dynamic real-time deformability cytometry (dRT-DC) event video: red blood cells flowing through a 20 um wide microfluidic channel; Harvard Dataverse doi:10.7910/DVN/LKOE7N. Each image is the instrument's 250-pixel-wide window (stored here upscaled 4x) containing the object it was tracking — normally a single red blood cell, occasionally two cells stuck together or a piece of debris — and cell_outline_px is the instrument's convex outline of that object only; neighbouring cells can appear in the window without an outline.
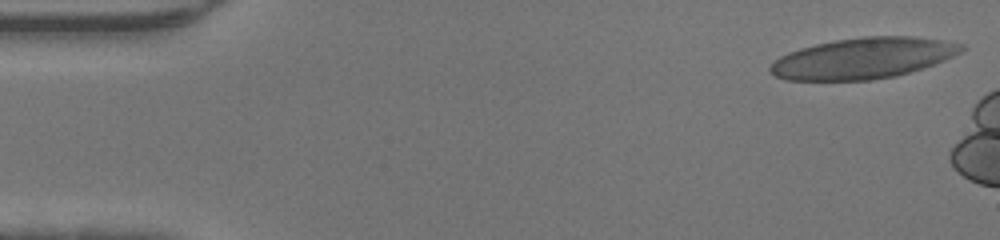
{"species": "human", "species_latin": "Homo sapiens", "temperature_condition": "warm", "stored_images_in_passage": 6, "camera_frame_rate_fps": 3000, "um_per_image_px": 0.085, "donor": {"sex": "male"}, "frame": {"image": 1, "passage_image": 1, "time_ms": 0.0, "image_size_px": [1000, 240], "cell_outline_px": [[964, 48], [960, 52], [944, 60], [896, 76], [872, 80], [784, 80], [776, 76], [768, 68], [780, 56], [788, 52], [800, 48], [816, 44], [836, 40], [864, 36], [912, 36], [944, 40], [964, 44]], "centroid_in_image_um": [73.35, 4.94], "position_along_channel_um": 11.7, "area_um2": 45.32}}